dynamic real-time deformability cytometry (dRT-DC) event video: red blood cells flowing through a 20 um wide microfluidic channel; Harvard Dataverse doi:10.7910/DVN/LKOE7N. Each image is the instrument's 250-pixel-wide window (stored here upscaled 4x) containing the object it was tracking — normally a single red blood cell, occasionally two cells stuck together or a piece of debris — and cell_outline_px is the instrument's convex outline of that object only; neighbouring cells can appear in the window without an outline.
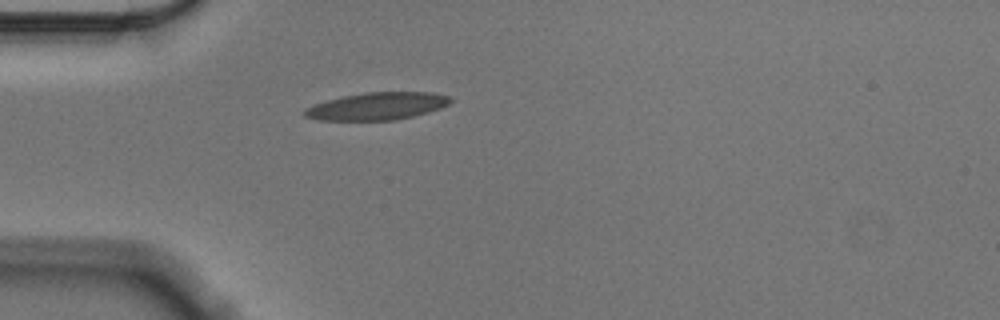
{"species": "Egyptian fruit bat (a non-hibernating species)", "species_latin": "Rousettus aegyptiacus", "temperature_condition": "cold", "stored_images_in_passage": 41, "camera_frame_rate_fps": 3000, "um_per_image_px": 0.085, "animal": {"sex": "male"}, "frame": {"image": 1, "passage_image": 1, "time_ms": 0.0, "image_size_px": [1000, 320], "cell_outline_px": [[452, 100], [448, 104], [440, 108], [428, 112], [412, 116], [392, 120], [320, 120], [304, 116], [304, 108], [312, 104], [344, 96], [368, 92], [432, 92], [448, 96]], "centroid_in_image_um": [32.03, 9.02], "position_along_channel_um": 53.0, "area_um2": 23.12}}
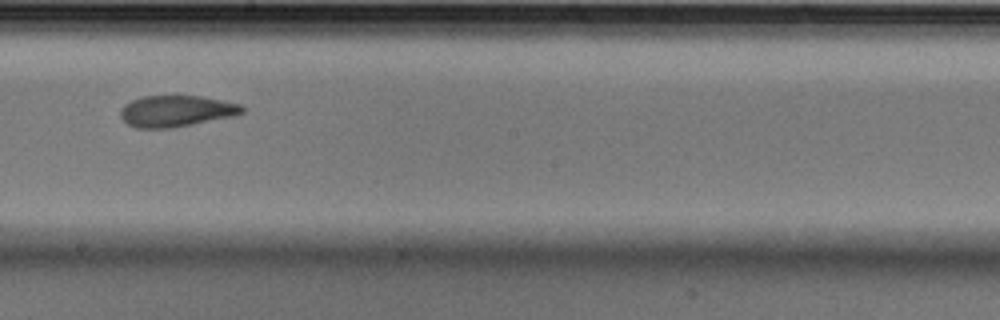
{"frame": {"image": 2, "passage_image": 17, "time_ms": 5.333, "image_size_px": [1000, 320], "cell_outline_px": [[244, 112], [236, 116], [172, 128], [136, 128], [128, 124], [120, 116], [120, 108], [124, 104], [140, 96], [200, 96], [240, 104], [244, 108]], "centroid_in_image_um": [14.97, 9.44], "position_along_channel_um": 233.2, "area_um2": 22.31}}
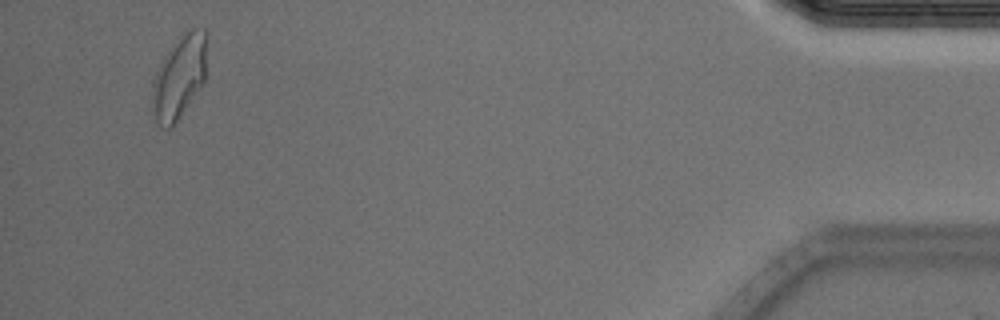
{"frame": {"image": 3, "passage_image": 39, "time_ms": 12.667, "image_size_px": [1000, 320], "cell_outline_px": [[208, 36], [204, 80], [172, 128], [164, 128], [156, 120], [152, 108], [152, 80], [164, 56], [180, 36], [184, 32], [192, 28], [204, 28], [208, 32]], "centroid_in_image_um": [15.25, 6.49], "position_along_channel_um": 420.0, "area_um2": 26.36}, "authors_computed_cell_mechanics": {"area_um2": 23.12, "velocity_mm_per_s": 3.5362, "shape_relaxation_time_tau1_ms": 9.8853, "shape_relaxation_time_tau2_ms": 2.342, "deformation_change_tau1": 0.2292, "deformation_change_tau2": 0.086}}